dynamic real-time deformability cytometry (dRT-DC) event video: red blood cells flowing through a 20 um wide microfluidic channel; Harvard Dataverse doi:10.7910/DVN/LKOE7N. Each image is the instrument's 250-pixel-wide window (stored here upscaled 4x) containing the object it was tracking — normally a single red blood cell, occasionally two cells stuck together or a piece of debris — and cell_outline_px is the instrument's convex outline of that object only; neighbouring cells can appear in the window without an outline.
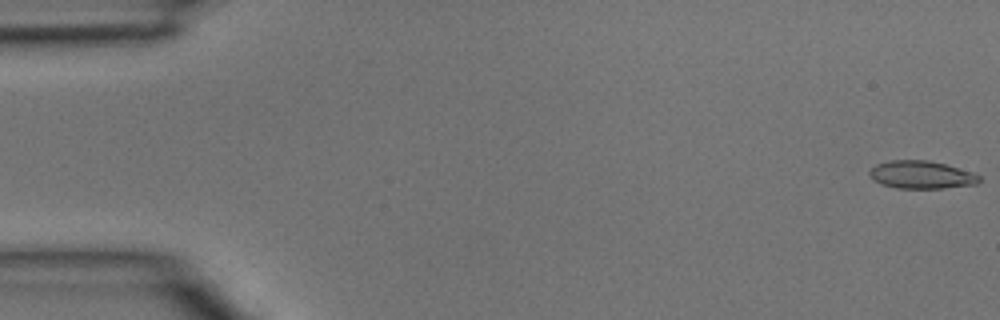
{"species": "common noctule bat (a hibernating species)", "species_latin": "Nyctalus noctula", "temperature_condition": "room temperature", "stored_images_in_passage": 46, "camera_frame_rate_fps": 3000, "um_per_image_px": 0.085, "animal": {"sex": "male", "body_mass_g": 15.6}, "frame": {"image": 1, "passage_image": 1, "time_ms": 0.0, "image_size_px": [1000, 320], "cell_outline_px": [[980, 180], [976, 184], [944, 188], [896, 188], [880, 184], [872, 180], [868, 172], [876, 164], [888, 160], [928, 160], [944, 164], [972, 172], [980, 176]], "centroid_in_image_um": [78.27, 14.86], "position_along_channel_um": 6.7, "area_um2": 17.8}}
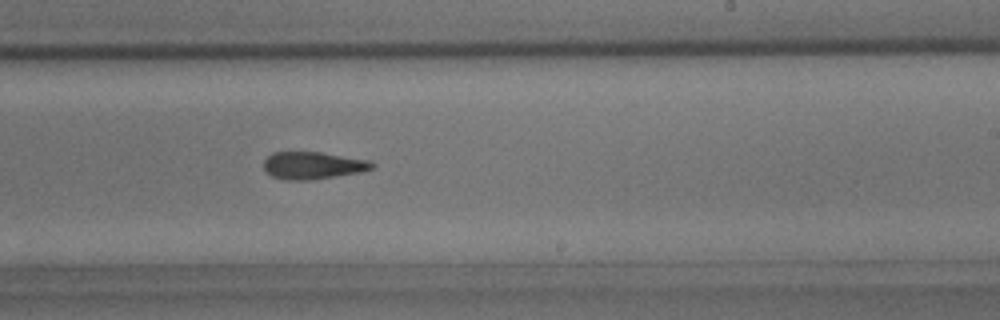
{"frame": {"image": 2, "passage_image": 28, "time_ms": 9.0, "image_size_px": [1000, 320], "cell_outline_px": [[376, 164], [372, 168], [360, 172], [312, 180], [284, 180], [272, 176], [264, 168], [264, 160], [272, 152], [320, 152], [368, 160]], "centroid_in_image_um": [26.58, 14.06], "position_along_channel_um": 262.4, "area_um2": 17.17}}
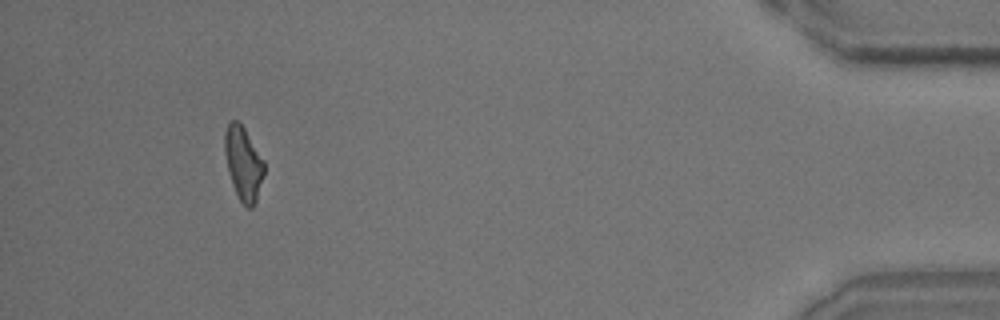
{"frame": {"image": 3, "passage_image": 43, "time_ms": 14.0, "image_size_px": [1000, 320], "cell_outline_px": [[264, 172], [256, 200], [252, 208], [248, 208], [240, 200], [232, 184], [228, 172], [224, 152], [224, 132], [228, 124], [232, 120], [236, 120], [244, 128], [264, 160]], "centroid_in_image_um": [20.67, 13.87], "position_along_channel_um": 414.5, "area_um2": 16.7}}